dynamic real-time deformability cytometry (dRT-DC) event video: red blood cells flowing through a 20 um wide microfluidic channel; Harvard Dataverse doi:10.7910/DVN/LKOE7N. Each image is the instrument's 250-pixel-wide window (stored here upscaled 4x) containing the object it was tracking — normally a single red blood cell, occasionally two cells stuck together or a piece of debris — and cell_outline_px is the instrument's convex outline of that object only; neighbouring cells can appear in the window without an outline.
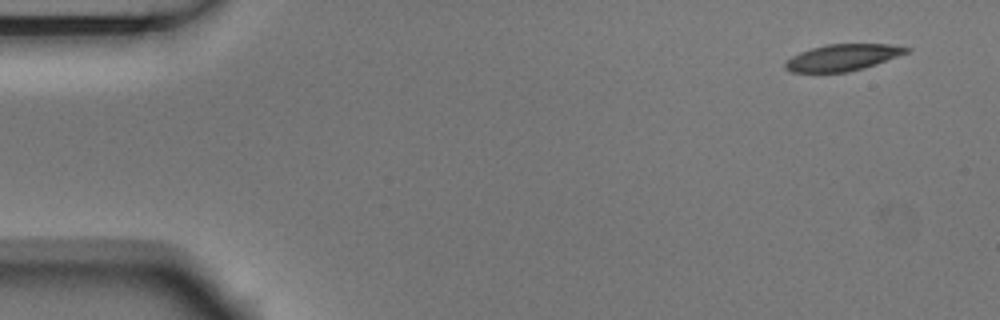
{"species": "Egyptian fruit bat (a non-hibernating species)", "species_latin": "Rousettus aegyptiacus", "temperature_condition": "room temperature", "stored_images_in_passage": 8, "camera_frame_rate_fps": 3000, "um_per_image_px": 0.085, "animal": {"sex": "male"}, "frame": {"image": 1, "passage_image": 1, "time_ms": 0.0, "image_size_px": [1000, 320], "cell_outline_px": [[912, 48], [908, 52], [876, 64], [864, 68], [848, 72], [792, 72], [784, 68], [784, 64], [792, 56], [800, 52], [812, 48], [828, 44], [888, 44]], "centroid_in_image_um": [71.62, 4.89], "position_along_channel_um": 13.4, "area_um2": 18.55}}
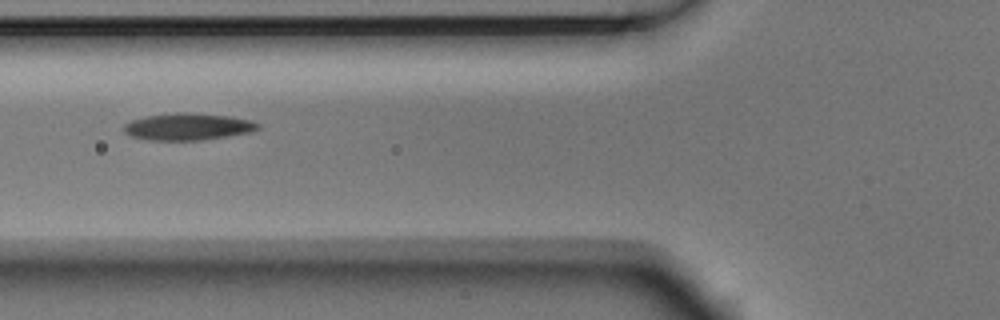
{"frame": {"image": 2, "passage_image": 6, "time_ms": 1.667, "image_size_px": [1000, 320], "cell_outline_px": [[260, 128], [252, 132], [204, 140], [148, 140], [132, 136], [124, 132], [124, 124], [132, 120], [148, 116], [176, 112], [184, 112], [228, 116], [248, 120], [260, 124]], "centroid_in_image_um": [15.98, 10.77], "position_along_channel_um": 109.8, "area_um2": 20.92}}
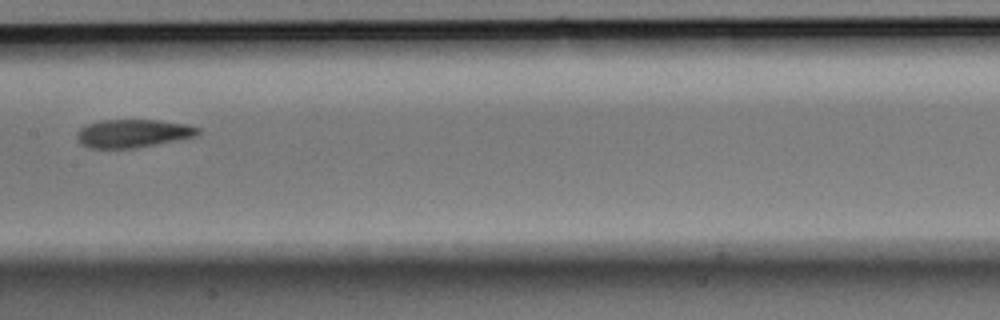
{"frame": {"image": 3, "passage_image": 8, "time_ms": 2.333, "image_size_px": [1000, 320], "cell_outline_px": [[200, 132], [196, 136], [136, 148], [88, 148], [80, 144], [76, 140], [76, 132], [80, 128], [88, 124], [100, 120], [156, 120], [188, 124], [200, 128]], "centroid_in_image_um": [11.26, 11.34], "position_along_channel_um": 196.1, "area_um2": 20.0}}